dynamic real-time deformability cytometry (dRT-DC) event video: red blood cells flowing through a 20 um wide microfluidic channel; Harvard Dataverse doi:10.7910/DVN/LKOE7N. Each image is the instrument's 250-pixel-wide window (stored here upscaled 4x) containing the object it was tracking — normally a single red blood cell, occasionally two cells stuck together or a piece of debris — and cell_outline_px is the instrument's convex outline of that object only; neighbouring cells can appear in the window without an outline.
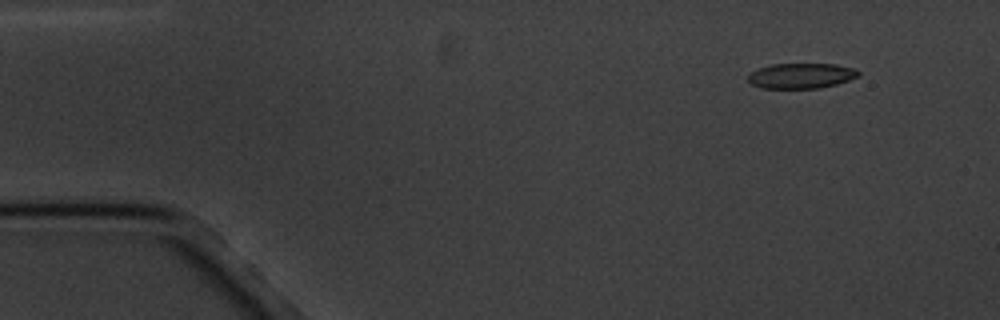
{"species": "common noctule bat (a hibernating species)", "species_latin": "Nyctalus noctula", "temperature_condition": "cold", "stored_images_in_passage": 5, "camera_frame_rate_fps": 3000, "um_per_image_px": 0.085, "animal": {"sex": "male", "body_mass_g": 20.1, "forearm_length_mm": 53.5}, "frame": {"image": 1, "passage_image": 1, "time_ms": 0.0, "image_size_px": [1000, 320], "cell_outline_px": [[860, 76], [836, 84], [820, 88], [760, 88], [752, 84], [748, 80], [748, 76], [752, 72], [760, 68], [772, 64], [836, 64], [852, 68], [860, 72]], "centroid_in_image_um": [68.11, 6.44], "position_along_channel_um": 16.9, "area_um2": 16.13}}
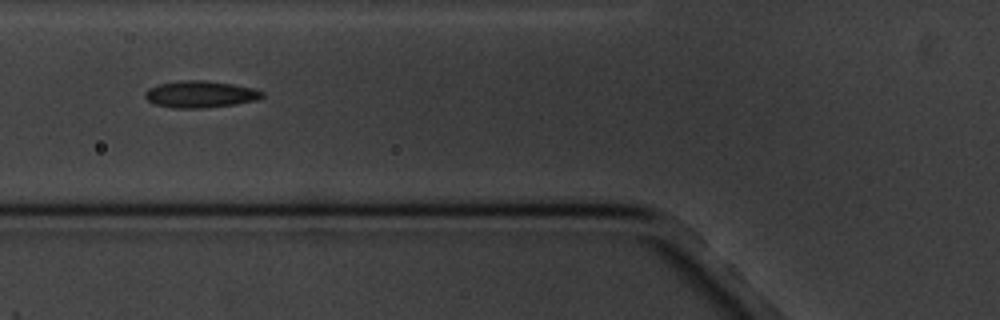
{"frame": {"image": 2, "passage_image": 5, "time_ms": 5.333, "image_size_px": [1000, 320], "cell_outline_px": [[264, 96], [256, 100], [232, 104], [204, 108], [172, 108], [156, 104], [148, 100], [144, 96], [144, 92], [148, 88], [160, 84], [180, 80], [200, 80], [232, 84], [252, 88], [264, 92]], "centroid_in_image_um": [17.0, 8.01], "position_along_channel_um": 108.8, "area_um2": 18.09}}